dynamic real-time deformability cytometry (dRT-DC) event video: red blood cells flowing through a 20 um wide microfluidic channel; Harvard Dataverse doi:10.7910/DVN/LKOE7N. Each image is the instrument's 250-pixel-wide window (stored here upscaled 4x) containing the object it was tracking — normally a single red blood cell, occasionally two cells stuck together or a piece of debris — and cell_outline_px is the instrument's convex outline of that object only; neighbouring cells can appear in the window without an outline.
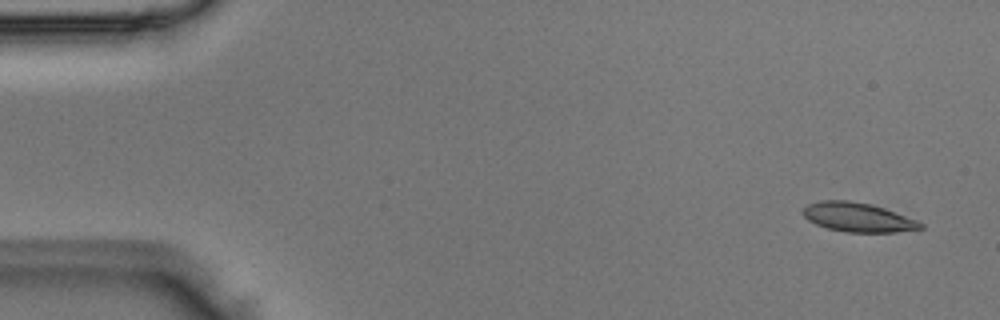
{"species": "Egyptian fruit bat (a non-hibernating species)", "species_latin": "Rousettus aegyptiacus", "temperature_condition": "room temperature", "stored_images_in_passage": 5, "camera_frame_rate_fps": 3000, "um_per_image_px": 0.085, "animal": {"sex": "male"}, "frame": {"image": 1, "passage_image": 1, "time_ms": 0.0, "image_size_px": [1000, 320], "cell_outline_px": [[924, 228], [896, 232], [848, 232], [828, 228], [816, 224], [808, 220], [804, 216], [804, 208], [808, 204], [824, 200], [848, 200], [868, 204], [884, 208], [916, 220], [924, 224]], "centroid_in_image_um": [72.93, 18.47], "position_along_channel_um": 12.1, "area_um2": 19.65}}
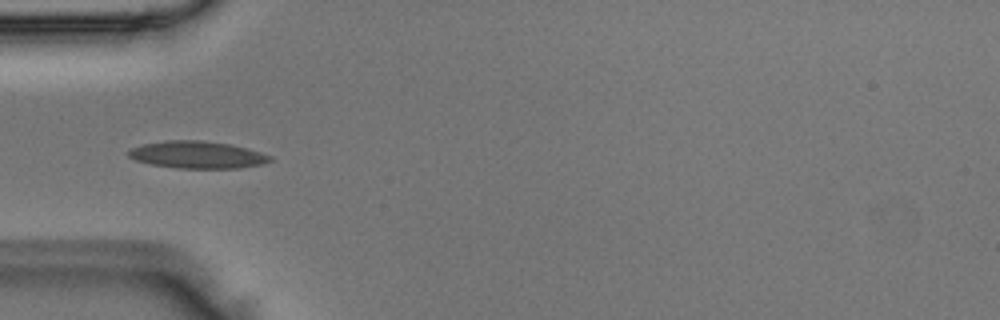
{"frame": {"image": 2, "passage_image": 4, "time_ms": 1.0, "image_size_px": [1000, 320], "cell_outline_px": [[272, 160], [264, 164], [240, 168], [176, 168], [152, 164], [136, 160], [128, 156], [128, 152], [132, 148], [144, 144], [164, 140], [200, 140], [232, 144], [248, 148], [272, 156]], "centroid_in_image_um": [16.81, 13.15], "position_along_channel_um": 68.2, "area_um2": 22.48}}
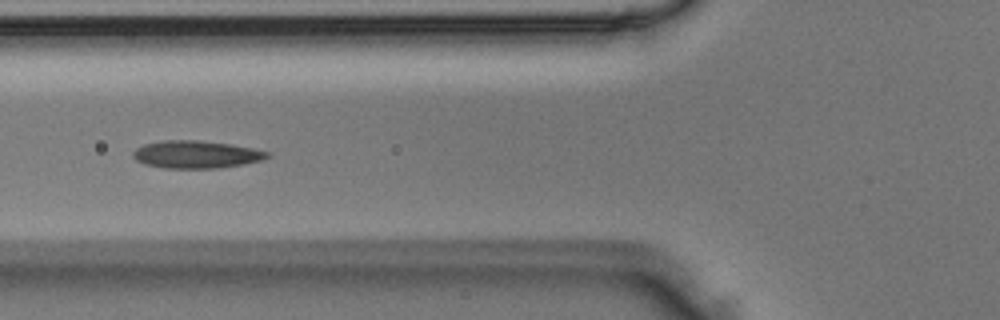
{"frame": {"image": 3, "passage_image": 5, "time_ms": 1.333, "image_size_px": [1000, 320], "cell_outline_px": [[268, 156], [260, 160], [244, 164], [220, 168], [164, 168], [144, 164], [136, 160], [132, 156], [132, 152], [136, 148], [144, 144], [160, 140], [196, 140], [228, 144], [252, 148], [268, 152]], "centroid_in_image_um": [16.6, 13.13], "position_along_channel_um": 109.2, "area_um2": 21.44}}